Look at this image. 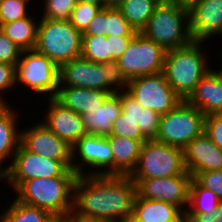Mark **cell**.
<instances>
[{
    "label": "cell",
    "instance_id": "1",
    "mask_svg": "<svg viewBox=\"0 0 222 222\" xmlns=\"http://www.w3.org/2000/svg\"><path fill=\"white\" fill-rule=\"evenodd\" d=\"M136 184L129 176L79 175L73 187V208L69 213L120 222L133 214Z\"/></svg>",
    "mask_w": 222,
    "mask_h": 222
},
{
    "label": "cell",
    "instance_id": "2",
    "mask_svg": "<svg viewBox=\"0 0 222 222\" xmlns=\"http://www.w3.org/2000/svg\"><path fill=\"white\" fill-rule=\"evenodd\" d=\"M203 41L193 40L190 44L165 53L163 71L165 79L184 101L193 93L200 80L211 71L207 62Z\"/></svg>",
    "mask_w": 222,
    "mask_h": 222
},
{
    "label": "cell",
    "instance_id": "3",
    "mask_svg": "<svg viewBox=\"0 0 222 222\" xmlns=\"http://www.w3.org/2000/svg\"><path fill=\"white\" fill-rule=\"evenodd\" d=\"M77 176L34 178L24 181L15 191L24 204L50 212L64 219L73 208V187Z\"/></svg>",
    "mask_w": 222,
    "mask_h": 222
},
{
    "label": "cell",
    "instance_id": "4",
    "mask_svg": "<svg viewBox=\"0 0 222 222\" xmlns=\"http://www.w3.org/2000/svg\"><path fill=\"white\" fill-rule=\"evenodd\" d=\"M140 33L165 51L186 46L193 41L189 10L162 0Z\"/></svg>",
    "mask_w": 222,
    "mask_h": 222
},
{
    "label": "cell",
    "instance_id": "5",
    "mask_svg": "<svg viewBox=\"0 0 222 222\" xmlns=\"http://www.w3.org/2000/svg\"><path fill=\"white\" fill-rule=\"evenodd\" d=\"M34 49L60 67L81 57L82 33L69 20L41 18L38 22Z\"/></svg>",
    "mask_w": 222,
    "mask_h": 222
},
{
    "label": "cell",
    "instance_id": "6",
    "mask_svg": "<svg viewBox=\"0 0 222 222\" xmlns=\"http://www.w3.org/2000/svg\"><path fill=\"white\" fill-rule=\"evenodd\" d=\"M12 161L5 167V180L13 187V191L29 179L78 176L72 169V160H53L32 153L21 144Z\"/></svg>",
    "mask_w": 222,
    "mask_h": 222
},
{
    "label": "cell",
    "instance_id": "7",
    "mask_svg": "<svg viewBox=\"0 0 222 222\" xmlns=\"http://www.w3.org/2000/svg\"><path fill=\"white\" fill-rule=\"evenodd\" d=\"M189 173L184 162V150L155 139L146 140L139 154L131 179L165 178Z\"/></svg>",
    "mask_w": 222,
    "mask_h": 222
},
{
    "label": "cell",
    "instance_id": "8",
    "mask_svg": "<svg viewBox=\"0 0 222 222\" xmlns=\"http://www.w3.org/2000/svg\"><path fill=\"white\" fill-rule=\"evenodd\" d=\"M205 115L187 101L160 117L155 140L184 149L195 137L204 132Z\"/></svg>",
    "mask_w": 222,
    "mask_h": 222
},
{
    "label": "cell",
    "instance_id": "9",
    "mask_svg": "<svg viewBox=\"0 0 222 222\" xmlns=\"http://www.w3.org/2000/svg\"><path fill=\"white\" fill-rule=\"evenodd\" d=\"M16 87L25 88L36 95L47 94L48 98L56 96L59 87V67L44 54L35 49L23 50L15 65Z\"/></svg>",
    "mask_w": 222,
    "mask_h": 222
},
{
    "label": "cell",
    "instance_id": "10",
    "mask_svg": "<svg viewBox=\"0 0 222 222\" xmlns=\"http://www.w3.org/2000/svg\"><path fill=\"white\" fill-rule=\"evenodd\" d=\"M165 53L161 46L137 32L117 62L126 78L130 80L161 73Z\"/></svg>",
    "mask_w": 222,
    "mask_h": 222
},
{
    "label": "cell",
    "instance_id": "11",
    "mask_svg": "<svg viewBox=\"0 0 222 222\" xmlns=\"http://www.w3.org/2000/svg\"><path fill=\"white\" fill-rule=\"evenodd\" d=\"M127 92L144 109H151L160 116L183 101L169 85L162 72L130 79Z\"/></svg>",
    "mask_w": 222,
    "mask_h": 222
},
{
    "label": "cell",
    "instance_id": "12",
    "mask_svg": "<svg viewBox=\"0 0 222 222\" xmlns=\"http://www.w3.org/2000/svg\"><path fill=\"white\" fill-rule=\"evenodd\" d=\"M71 149L72 169L78 176L113 175V155L106 137L86 134ZM87 166L90 169L87 170Z\"/></svg>",
    "mask_w": 222,
    "mask_h": 222
},
{
    "label": "cell",
    "instance_id": "13",
    "mask_svg": "<svg viewBox=\"0 0 222 222\" xmlns=\"http://www.w3.org/2000/svg\"><path fill=\"white\" fill-rule=\"evenodd\" d=\"M192 179L190 173H182L165 178L132 179V181L136 184L138 198L170 203L182 212H186Z\"/></svg>",
    "mask_w": 222,
    "mask_h": 222
},
{
    "label": "cell",
    "instance_id": "14",
    "mask_svg": "<svg viewBox=\"0 0 222 222\" xmlns=\"http://www.w3.org/2000/svg\"><path fill=\"white\" fill-rule=\"evenodd\" d=\"M106 73L103 63L79 57L59 67V87H83L115 93L106 84Z\"/></svg>",
    "mask_w": 222,
    "mask_h": 222
},
{
    "label": "cell",
    "instance_id": "15",
    "mask_svg": "<svg viewBox=\"0 0 222 222\" xmlns=\"http://www.w3.org/2000/svg\"><path fill=\"white\" fill-rule=\"evenodd\" d=\"M20 144L32 153L53 160H72V147L41 122L20 130Z\"/></svg>",
    "mask_w": 222,
    "mask_h": 222
},
{
    "label": "cell",
    "instance_id": "16",
    "mask_svg": "<svg viewBox=\"0 0 222 222\" xmlns=\"http://www.w3.org/2000/svg\"><path fill=\"white\" fill-rule=\"evenodd\" d=\"M47 100L48 110H45L44 119L40 122L49 130L71 147L84 135L88 134L84 128L81 115L66 108L54 97Z\"/></svg>",
    "mask_w": 222,
    "mask_h": 222
},
{
    "label": "cell",
    "instance_id": "17",
    "mask_svg": "<svg viewBox=\"0 0 222 222\" xmlns=\"http://www.w3.org/2000/svg\"><path fill=\"white\" fill-rule=\"evenodd\" d=\"M193 40L204 43L222 35V0H200L189 10Z\"/></svg>",
    "mask_w": 222,
    "mask_h": 222
},
{
    "label": "cell",
    "instance_id": "18",
    "mask_svg": "<svg viewBox=\"0 0 222 222\" xmlns=\"http://www.w3.org/2000/svg\"><path fill=\"white\" fill-rule=\"evenodd\" d=\"M183 150L185 167L191 175L222 169V150L204 132Z\"/></svg>",
    "mask_w": 222,
    "mask_h": 222
},
{
    "label": "cell",
    "instance_id": "19",
    "mask_svg": "<svg viewBox=\"0 0 222 222\" xmlns=\"http://www.w3.org/2000/svg\"><path fill=\"white\" fill-rule=\"evenodd\" d=\"M186 101L205 116L222 113V80L213 68L200 80Z\"/></svg>",
    "mask_w": 222,
    "mask_h": 222
},
{
    "label": "cell",
    "instance_id": "20",
    "mask_svg": "<svg viewBox=\"0 0 222 222\" xmlns=\"http://www.w3.org/2000/svg\"><path fill=\"white\" fill-rule=\"evenodd\" d=\"M121 111L120 92L111 94L102 106L81 115L84 128L88 134L107 137L111 135L113 123Z\"/></svg>",
    "mask_w": 222,
    "mask_h": 222
},
{
    "label": "cell",
    "instance_id": "21",
    "mask_svg": "<svg viewBox=\"0 0 222 222\" xmlns=\"http://www.w3.org/2000/svg\"><path fill=\"white\" fill-rule=\"evenodd\" d=\"M111 94L114 93L83 87H58L54 98L66 108L82 115L89 110L102 106Z\"/></svg>",
    "mask_w": 222,
    "mask_h": 222
},
{
    "label": "cell",
    "instance_id": "22",
    "mask_svg": "<svg viewBox=\"0 0 222 222\" xmlns=\"http://www.w3.org/2000/svg\"><path fill=\"white\" fill-rule=\"evenodd\" d=\"M106 138L113 155V175L129 176L137 165L143 142L113 135Z\"/></svg>",
    "mask_w": 222,
    "mask_h": 222
},
{
    "label": "cell",
    "instance_id": "23",
    "mask_svg": "<svg viewBox=\"0 0 222 222\" xmlns=\"http://www.w3.org/2000/svg\"><path fill=\"white\" fill-rule=\"evenodd\" d=\"M8 104H0V166L4 168L6 160L13 158L20 145L18 116L15 108ZM17 112V113H16ZM18 115V116H17ZM5 161V162H4ZM4 162V163H3ZM3 165V166H2Z\"/></svg>",
    "mask_w": 222,
    "mask_h": 222
},
{
    "label": "cell",
    "instance_id": "24",
    "mask_svg": "<svg viewBox=\"0 0 222 222\" xmlns=\"http://www.w3.org/2000/svg\"><path fill=\"white\" fill-rule=\"evenodd\" d=\"M120 101L121 117L134 119L148 140L155 139L161 116L151 109H144L127 91L120 92Z\"/></svg>",
    "mask_w": 222,
    "mask_h": 222
},
{
    "label": "cell",
    "instance_id": "25",
    "mask_svg": "<svg viewBox=\"0 0 222 222\" xmlns=\"http://www.w3.org/2000/svg\"><path fill=\"white\" fill-rule=\"evenodd\" d=\"M183 212L175 205L136 197L133 215L141 222H172Z\"/></svg>",
    "mask_w": 222,
    "mask_h": 222
},
{
    "label": "cell",
    "instance_id": "26",
    "mask_svg": "<svg viewBox=\"0 0 222 222\" xmlns=\"http://www.w3.org/2000/svg\"><path fill=\"white\" fill-rule=\"evenodd\" d=\"M31 15L18 20L1 24L0 30L12 40L22 51L35 48L37 41L38 21Z\"/></svg>",
    "mask_w": 222,
    "mask_h": 222
},
{
    "label": "cell",
    "instance_id": "27",
    "mask_svg": "<svg viewBox=\"0 0 222 222\" xmlns=\"http://www.w3.org/2000/svg\"><path fill=\"white\" fill-rule=\"evenodd\" d=\"M0 215V222H55L57 220L47 210L24 204L14 199Z\"/></svg>",
    "mask_w": 222,
    "mask_h": 222
},
{
    "label": "cell",
    "instance_id": "28",
    "mask_svg": "<svg viewBox=\"0 0 222 222\" xmlns=\"http://www.w3.org/2000/svg\"><path fill=\"white\" fill-rule=\"evenodd\" d=\"M161 1L162 0H125L118 9L128 23L137 32H141Z\"/></svg>",
    "mask_w": 222,
    "mask_h": 222
},
{
    "label": "cell",
    "instance_id": "29",
    "mask_svg": "<svg viewBox=\"0 0 222 222\" xmlns=\"http://www.w3.org/2000/svg\"><path fill=\"white\" fill-rule=\"evenodd\" d=\"M220 200L218 196L209 189L201 187L194 179L190 184L189 204L186 213H207L217 208Z\"/></svg>",
    "mask_w": 222,
    "mask_h": 222
},
{
    "label": "cell",
    "instance_id": "30",
    "mask_svg": "<svg viewBox=\"0 0 222 222\" xmlns=\"http://www.w3.org/2000/svg\"><path fill=\"white\" fill-rule=\"evenodd\" d=\"M81 57L94 63L109 61V41L105 35H82Z\"/></svg>",
    "mask_w": 222,
    "mask_h": 222
},
{
    "label": "cell",
    "instance_id": "31",
    "mask_svg": "<svg viewBox=\"0 0 222 222\" xmlns=\"http://www.w3.org/2000/svg\"><path fill=\"white\" fill-rule=\"evenodd\" d=\"M136 33L118 8H104L105 36H135Z\"/></svg>",
    "mask_w": 222,
    "mask_h": 222
},
{
    "label": "cell",
    "instance_id": "32",
    "mask_svg": "<svg viewBox=\"0 0 222 222\" xmlns=\"http://www.w3.org/2000/svg\"><path fill=\"white\" fill-rule=\"evenodd\" d=\"M104 8V5H94L78 1L71 13L70 23L81 33H83L90 21Z\"/></svg>",
    "mask_w": 222,
    "mask_h": 222
},
{
    "label": "cell",
    "instance_id": "33",
    "mask_svg": "<svg viewBox=\"0 0 222 222\" xmlns=\"http://www.w3.org/2000/svg\"><path fill=\"white\" fill-rule=\"evenodd\" d=\"M29 1L31 0H0V25L29 16Z\"/></svg>",
    "mask_w": 222,
    "mask_h": 222
},
{
    "label": "cell",
    "instance_id": "34",
    "mask_svg": "<svg viewBox=\"0 0 222 222\" xmlns=\"http://www.w3.org/2000/svg\"><path fill=\"white\" fill-rule=\"evenodd\" d=\"M77 0H44L41 18L69 20Z\"/></svg>",
    "mask_w": 222,
    "mask_h": 222
},
{
    "label": "cell",
    "instance_id": "35",
    "mask_svg": "<svg viewBox=\"0 0 222 222\" xmlns=\"http://www.w3.org/2000/svg\"><path fill=\"white\" fill-rule=\"evenodd\" d=\"M111 135L127 137L142 141L143 143L148 140L142 134L140 127L134 119L129 117H121V114L113 123Z\"/></svg>",
    "mask_w": 222,
    "mask_h": 222
},
{
    "label": "cell",
    "instance_id": "36",
    "mask_svg": "<svg viewBox=\"0 0 222 222\" xmlns=\"http://www.w3.org/2000/svg\"><path fill=\"white\" fill-rule=\"evenodd\" d=\"M103 67L107 71L106 73V84L115 92L127 91L129 80L126 78L124 73L117 61H108L103 63ZM123 89V90H122Z\"/></svg>",
    "mask_w": 222,
    "mask_h": 222
},
{
    "label": "cell",
    "instance_id": "37",
    "mask_svg": "<svg viewBox=\"0 0 222 222\" xmlns=\"http://www.w3.org/2000/svg\"><path fill=\"white\" fill-rule=\"evenodd\" d=\"M192 176L201 187L214 192L222 202V169L194 173Z\"/></svg>",
    "mask_w": 222,
    "mask_h": 222
},
{
    "label": "cell",
    "instance_id": "38",
    "mask_svg": "<svg viewBox=\"0 0 222 222\" xmlns=\"http://www.w3.org/2000/svg\"><path fill=\"white\" fill-rule=\"evenodd\" d=\"M22 50L0 30V62L16 65Z\"/></svg>",
    "mask_w": 222,
    "mask_h": 222
},
{
    "label": "cell",
    "instance_id": "39",
    "mask_svg": "<svg viewBox=\"0 0 222 222\" xmlns=\"http://www.w3.org/2000/svg\"><path fill=\"white\" fill-rule=\"evenodd\" d=\"M204 133L222 150V113L205 116Z\"/></svg>",
    "mask_w": 222,
    "mask_h": 222
},
{
    "label": "cell",
    "instance_id": "40",
    "mask_svg": "<svg viewBox=\"0 0 222 222\" xmlns=\"http://www.w3.org/2000/svg\"><path fill=\"white\" fill-rule=\"evenodd\" d=\"M14 86H16L15 65L0 62V104H8L3 93L8 89L16 88Z\"/></svg>",
    "mask_w": 222,
    "mask_h": 222
},
{
    "label": "cell",
    "instance_id": "41",
    "mask_svg": "<svg viewBox=\"0 0 222 222\" xmlns=\"http://www.w3.org/2000/svg\"><path fill=\"white\" fill-rule=\"evenodd\" d=\"M134 36H107L109 41V61H117L127 49Z\"/></svg>",
    "mask_w": 222,
    "mask_h": 222
},
{
    "label": "cell",
    "instance_id": "42",
    "mask_svg": "<svg viewBox=\"0 0 222 222\" xmlns=\"http://www.w3.org/2000/svg\"><path fill=\"white\" fill-rule=\"evenodd\" d=\"M187 215L191 222H222V202L212 210V214L187 213Z\"/></svg>",
    "mask_w": 222,
    "mask_h": 222
},
{
    "label": "cell",
    "instance_id": "43",
    "mask_svg": "<svg viewBox=\"0 0 222 222\" xmlns=\"http://www.w3.org/2000/svg\"><path fill=\"white\" fill-rule=\"evenodd\" d=\"M82 35H105L104 34V8L90 21Z\"/></svg>",
    "mask_w": 222,
    "mask_h": 222
},
{
    "label": "cell",
    "instance_id": "44",
    "mask_svg": "<svg viewBox=\"0 0 222 222\" xmlns=\"http://www.w3.org/2000/svg\"><path fill=\"white\" fill-rule=\"evenodd\" d=\"M65 222H110L103 218L82 215L79 213H68L64 218Z\"/></svg>",
    "mask_w": 222,
    "mask_h": 222
},
{
    "label": "cell",
    "instance_id": "45",
    "mask_svg": "<svg viewBox=\"0 0 222 222\" xmlns=\"http://www.w3.org/2000/svg\"><path fill=\"white\" fill-rule=\"evenodd\" d=\"M169 3L176 4L179 7L190 10L194 5H196L200 0H165Z\"/></svg>",
    "mask_w": 222,
    "mask_h": 222
},
{
    "label": "cell",
    "instance_id": "46",
    "mask_svg": "<svg viewBox=\"0 0 222 222\" xmlns=\"http://www.w3.org/2000/svg\"><path fill=\"white\" fill-rule=\"evenodd\" d=\"M125 0H104V8H118Z\"/></svg>",
    "mask_w": 222,
    "mask_h": 222
},
{
    "label": "cell",
    "instance_id": "47",
    "mask_svg": "<svg viewBox=\"0 0 222 222\" xmlns=\"http://www.w3.org/2000/svg\"><path fill=\"white\" fill-rule=\"evenodd\" d=\"M172 222H191L186 212H183L178 218Z\"/></svg>",
    "mask_w": 222,
    "mask_h": 222
},
{
    "label": "cell",
    "instance_id": "48",
    "mask_svg": "<svg viewBox=\"0 0 222 222\" xmlns=\"http://www.w3.org/2000/svg\"><path fill=\"white\" fill-rule=\"evenodd\" d=\"M120 222H141V221L133 214H130L126 216L124 219H122Z\"/></svg>",
    "mask_w": 222,
    "mask_h": 222
},
{
    "label": "cell",
    "instance_id": "49",
    "mask_svg": "<svg viewBox=\"0 0 222 222\" xmlns=\"http://www.w3.org/2000/svg\"><path fill=\"white\" fill-rule=\"evenodd\" d=\"M83 3H90L94 5H104V0H77Z\"/></svg>",
    "mask_w": 222,
    "mask_h": 222
},
{
    "label": "cell",
    "instance_id": "50",
    "mask_svg": "<svg viewBox=\"0 0 222 222\" xmlns=\"http://www.w3.org/2000/svg\"><path fill=\"white\" fill-rule=\"evenodd\" d=\"M5 180V170L0 166V181Z\"/></svg>",
    "mask_w": 222,
    "mask_h": 222
},
{
    "label": "cell",
    "instance_id": "51",
    "mask_svg": "<svg viewBox=\"0 0 222 222\" xmlns=\"http://www.w3.org/2000/svg\"><path fill=\"white\" fill-rule=\"evenodd\" d=\"M217 74H218V76L220 77V79L222 80V68L220 67V70H219V68H218V70L216 69H213Z\"/></svg>",
    "mask_w": 222,
    "mask_h": 222
},
{
    "label": "cell",
    "instance_id": "52",
    "mask_svg": "<svg viewBox=\"0 0 222 222\" xmlns=\"http://www.w3.org/2000/svg\"><path fill=\"white\" fill-rule=\"evenodd\" d=\"M55 222H65L64 219H57Z\"/></svg>",
    "mask_w": 222,
    "mask_h": 222
}]
</instances>
